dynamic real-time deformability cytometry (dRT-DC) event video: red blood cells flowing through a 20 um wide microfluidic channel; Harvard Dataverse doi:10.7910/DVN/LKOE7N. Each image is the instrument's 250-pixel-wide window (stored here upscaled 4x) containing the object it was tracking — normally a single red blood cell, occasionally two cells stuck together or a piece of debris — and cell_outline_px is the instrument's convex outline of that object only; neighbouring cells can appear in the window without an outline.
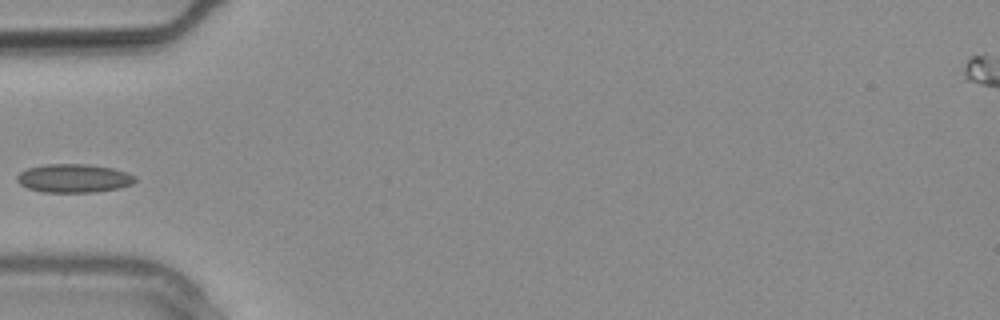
{"species": "common noctule bat (a hibernating species)", "species_latin": "Nyctalus noctula", "temperature_condition": "warm", "stored_images_in_passage": 3, "camera_frame_rate_fps": 3000, "um_per_image_px": 0.085, "animal": {"sex": "male", "body_mass_g": 20.4}, "frame": {"image": 1, "passage_image": 3, "time_ms": 0.667, "image_size_px": [1000, 320], "cell_outline_px": [[136, 180], [132, 184], [116, 188], [92, 192], [44, 192], [28, 188], [20, 184], [16, 180], [16, 176], [20, 172], [28, 168], [44, 164], [88, 164], [112, 168], [136, 176]], "centroid_in_image_um": [6.24, 15.14], "position_along_channel_um": 78.8, "area_um2": 19.48}}